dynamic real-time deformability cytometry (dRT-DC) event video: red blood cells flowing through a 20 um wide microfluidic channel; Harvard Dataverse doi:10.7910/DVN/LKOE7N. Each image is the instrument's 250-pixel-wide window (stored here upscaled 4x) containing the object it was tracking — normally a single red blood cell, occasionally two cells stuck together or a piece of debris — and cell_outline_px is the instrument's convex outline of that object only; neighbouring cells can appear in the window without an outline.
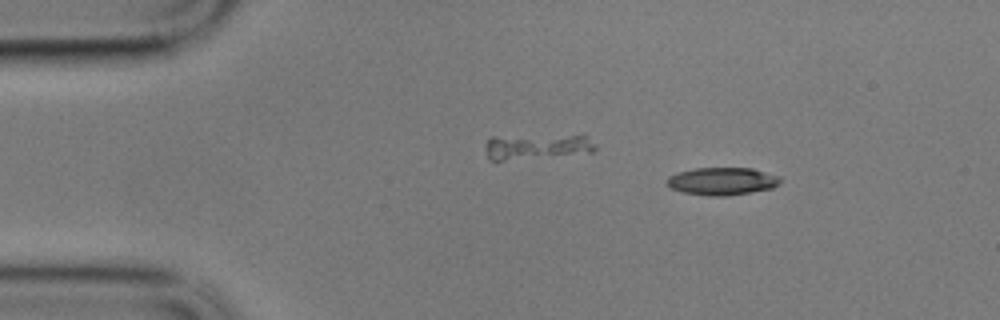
{"species": "common noctule bat (a hibernating species)", "species_latin": "Nyctalus noctula", "temperature_condition": "cold", "stored_images_in_passage": 51, "camera_frame_rate_fps": 3000, "um_per_image_px": 0.085, "animal": {"sex": "male", "body_mass_g": 17.9}, "frame": {"image": 1, "passage_image": 1, "time_ms": 0.0, "image_size_px": [1000, 320], "cell_outline_px": [[780, 184], [772, 188], [724, 196], [708, 196], [684, 192], [672, 188], [668, 184], [668, 176], [680, 172], [696, 168], [752, 168], [780, 176]], "centroid_in_image_um": [61.42, 15.4], "position_along_channel_um": 23.6, "area_um2": 17.98}}
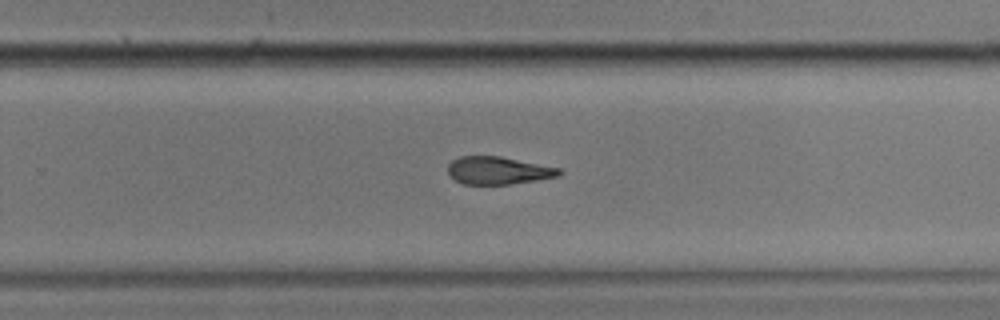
{"frame": {"image": 2, "passage_image": 30, "time_ms": 9.667, "image_size_px": [1000, 320], "cell_outline_px": [[564, 172], [560, 176], [512, 184], [464, 184], [456, 180], [448, 172], [448, 164], [452, 160], [460, 156], [500, 156], [560, 168]], "centroid_in_image_um": [42.38, 14.49], "position_along_channel_um": 287.4, "area_um2": 17.92}}
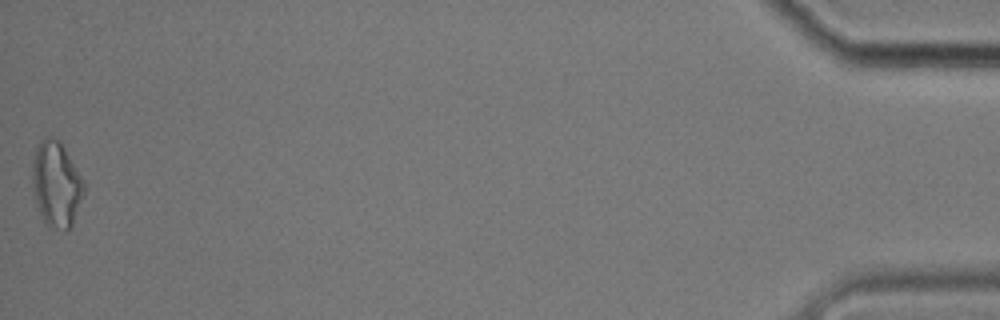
{"frame": {"image": 3, "passage_image": 51, "time_ms": 16.667, "image_size_px": [1000, 320], "cell_outline_px": [[88, 184], [72, 224], [64, 232], [48, 228], [36, 204], [32, 188], [32, 160], [36, 148], [40, 140], [48, 136], [60, 140]], "centroid_in_image_um": [4.81, 15.65], "position_along_channel_um": 430.4, "area_um2": 26.41}, "authors_computed_cell_mechanics": {"area_um2": 19.1318, "velocity_mm_per_s": 3.4031, "shape_relaxation_time_tau1_ms": null, "shape_relaxation_time_tau2_ms": 5.0467, "deformation_change_tau1": null, "deformation_change_tau2": 0.1468}}